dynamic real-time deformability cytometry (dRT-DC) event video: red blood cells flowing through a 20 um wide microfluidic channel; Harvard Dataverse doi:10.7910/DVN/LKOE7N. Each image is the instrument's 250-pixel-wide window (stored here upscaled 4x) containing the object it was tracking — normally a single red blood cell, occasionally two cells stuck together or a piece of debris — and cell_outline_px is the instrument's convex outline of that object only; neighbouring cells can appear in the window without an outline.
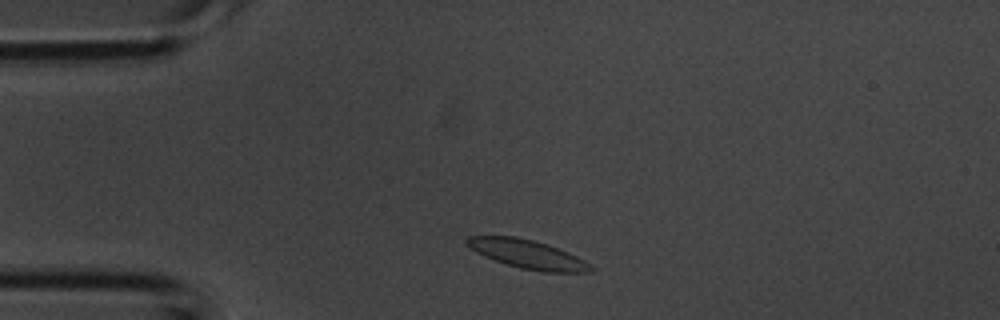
{"species": "common noctule bat (a hibernating species)", "species_latin": "Nyctalus noctula", "temperature_condition": "room temperature", "stored_images_in_passage": 5, "camera_frame_rate_fps": 3000, "um_per_image_px": 0.085, "animal": {"sex": "male", "body_mass_g": 20.1, "forearm_length_mm": 53.5}, "frame": {"image": 1, "passage_image": 4, "time_ms": 1.0, "image_size_px": [1000, 320], "cell_outline_px": [[596, 268], [592, 272], [544, 272], [520, 268], [484, 256], [476, 252], [464, 240], [468, 236], [516, 236], [548, 244], [568, 252], [584, 260]], "centroid_in_image_um": [44.89, 21.61], "position_along_channel_um": 40.1, "area_um2": 20.58}}
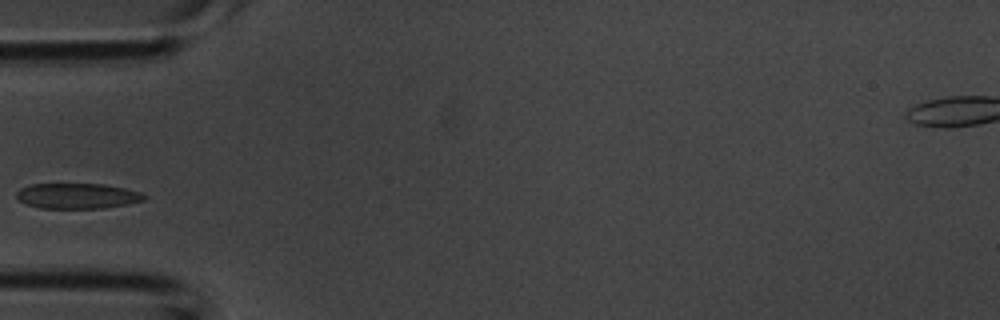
{"frame": {"image": 2, "passage_image": 5, "time_ms": 1.333, "image_size_px": [1000, 320], "cell_outline_px": [[148, 196], [144, 200], [128, 204], [104, 208], [40, 208], [28, 204], [20, 200], [16, 196], [16, 192], [20, 188], [32, 184], [104, 184], [124, 188], [140, 192]], "centroid_in_image_um": [6.6, 16.65], "position_along_channel_um": 78.4, "area_um2": 18.84}}